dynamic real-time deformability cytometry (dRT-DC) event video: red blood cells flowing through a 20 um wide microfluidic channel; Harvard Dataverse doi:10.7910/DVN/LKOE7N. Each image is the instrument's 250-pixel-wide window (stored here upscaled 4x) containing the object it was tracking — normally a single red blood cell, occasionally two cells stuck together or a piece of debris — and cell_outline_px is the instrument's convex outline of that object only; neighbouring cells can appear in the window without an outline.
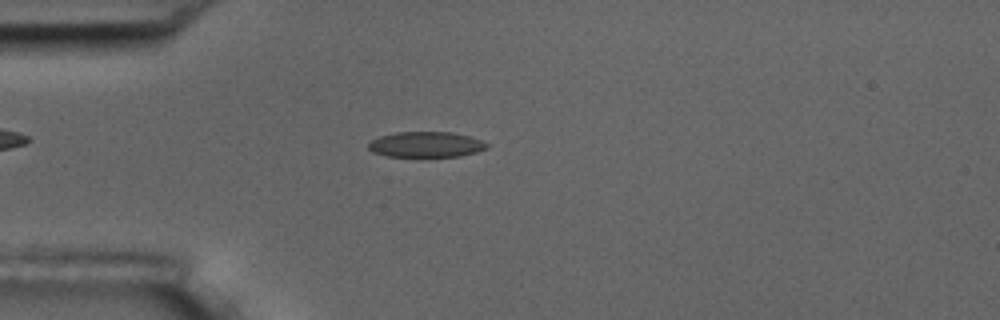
{"species": "common noctule bat (a hibernating species)", "species_latin": "Nyctalus noctula", "temperature_condition": "room temperature", "stored_images_in_passage": 56, "camera_frame_rate_fps": 3000, "um_per_image_px": 0.085, "animal": {"sex": "male", "body_mass_g": 17.5, "forearm_length_mm": 52.3}, "frame": {"image": 1, "passage_image": 15, "time_ms": 4.667, "image_size_px": [1000, 320], "cell_outline_px": [[488, 148], [476, 152], [460, 156], [388, 156], [372, 152], [368, 148], [368, 144], [372, 140], [380, 136], [396, 132], [452, 132], [468, 136], [480, 140], [488, 144]], "centroid_in_image_um": [36.2, 12.28], "position_along_channel_um": 48.8, "area_um2": 17.46}}
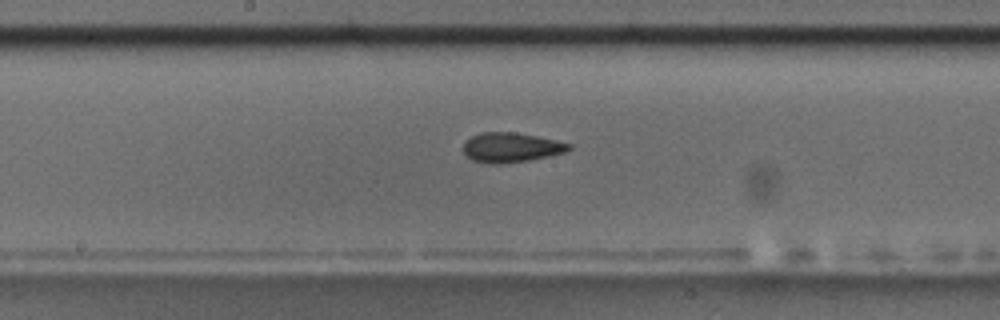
{"frame": {"image": 2, "passage_image": 29, "time_ms": 9.333, "image_size_px": [1000, 320], "cell_outline_px": [[572, 148], [564, 152], [548, 156], [528, 160], [500, 164], [488, 164], [472, 160], [464, 152], [464, 140], [480, 132], [516, 132], [556, 140], [572, 144]], "centroid_in_image_um": [43.42, 12.53], "position_along_channel_um": 204.8, "area_um2": 18.26}}
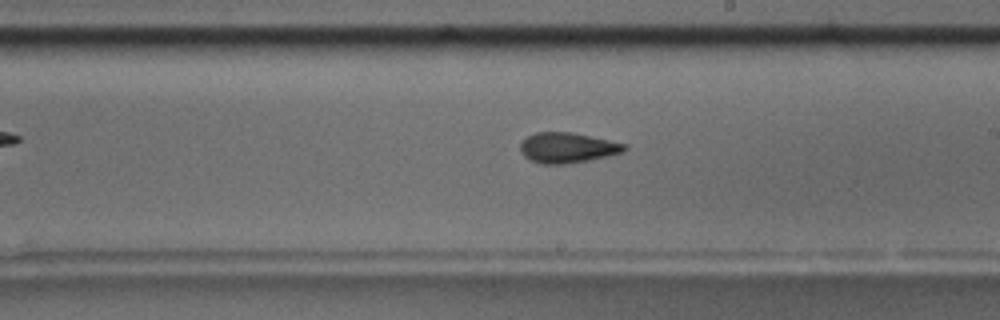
{"frame": {"image": 3, "passage_image": 32, "time_ms": 10.333, "image_size_px": [1000, 320], "cell_outline_px": [[628, 148], [624, 152], [608, 156], [588, 160], [564, 164], [540, 164], [524, 156], [520, 152], [520, 144], [528, 136], [536, 132], [572, 132], [628, 144]], "centroid_in_image_um": [48.26, 12.55], "position_along_channel_um": 240.7, "area_um2": 18.44}, "authors_computed_cell_mechanics": {"area_um2": 17.6579, "velocity_mm_per_s": 3.6107, "shape_relaxation_time_tau1_ms": 6.9391, "shape_relaxation_time_tau2_ms": 2.5092, "deformation_change_tau1": 0.1565, "deformation_change_tau2": 0.0947}}